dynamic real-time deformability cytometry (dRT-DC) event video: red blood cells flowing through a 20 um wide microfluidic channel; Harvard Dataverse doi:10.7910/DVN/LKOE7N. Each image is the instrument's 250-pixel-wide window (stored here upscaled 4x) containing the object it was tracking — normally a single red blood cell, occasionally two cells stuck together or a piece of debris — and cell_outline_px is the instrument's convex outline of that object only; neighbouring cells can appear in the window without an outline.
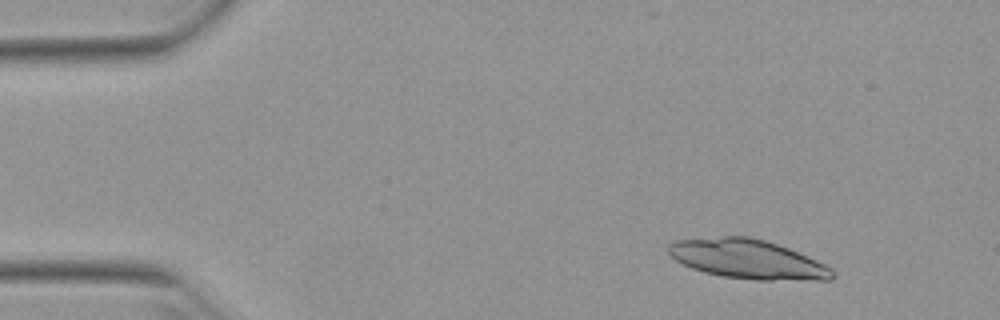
{"species": "Egyptian fruit bat (a non-hibernating species)", "species_latin": "Rousettus aegyptiacus", "temperature_condition": "warm", "stored_images_in_passage": 11, "camera_frame_rate_fps": 3000, "um_per_image_px": 0.085, "animal": {"sex": "female"}, "frame": {"image": 1, "passage_image": 6, "time_ms": 1.667, "image_size_px": [1000, 320], "cell_outline_px": [[836, 276], [832, 280], [756, 280], [724, 276], [704, 272], [692, 268], [676, 260], [668, 252], [668, 244], [676, 240], [720, 236], [748, 236], [764, 240], [788, 248], [816, 260], [832, 268], [836, 272]], "centroid_in_image_um": [63.58, 22.03], "position_along_channel_um": 21.4, "area_um2": 37.45}}